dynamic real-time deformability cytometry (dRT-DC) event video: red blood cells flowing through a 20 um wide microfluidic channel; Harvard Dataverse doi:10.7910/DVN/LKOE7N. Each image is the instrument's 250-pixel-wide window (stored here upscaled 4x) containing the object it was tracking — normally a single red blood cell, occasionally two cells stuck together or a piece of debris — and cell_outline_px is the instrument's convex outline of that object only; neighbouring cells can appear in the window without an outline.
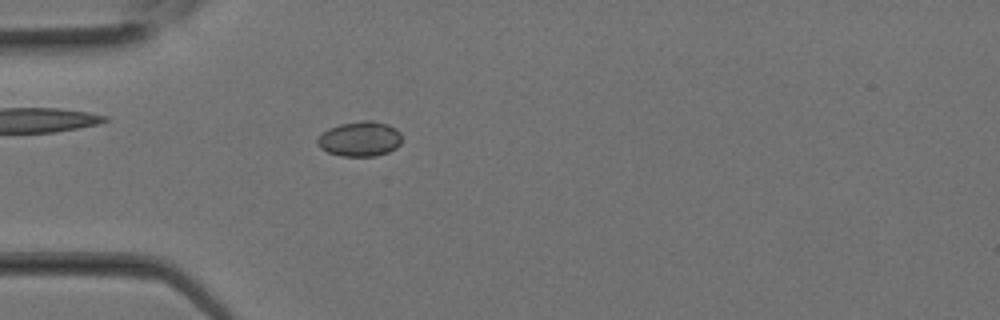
{"species": "Egyptian fruit bat (a non-hibernating species)", "species_latin": "Rousettus aegyptiacus", "temperature_condition": "room temperature", "stored_images_in_passage": 25, "camera_frame_rate_fps": 3000, "um_per_image_px": 0.085, "animal": {"sex": "female"}, "frame": {"image": 1, "passage_image": 4, "time_ms": 1.0, "image_size_px": [1000, 320], "cell_outline_px": [[400, 144], [396, 148], [388, 152], [376, 156], [340, 156], [328, 152], [320, 148], [316, 144], [316, 136], [320, 132], [328, 128], [340, 124], [360, 120], [372, 120], [388, 124], [396, 128], [400, 132]], "centroid_in_image_um": [30.54, 11.8], "position_along_channel_um": 54.5, "area_um2": 17.57}}
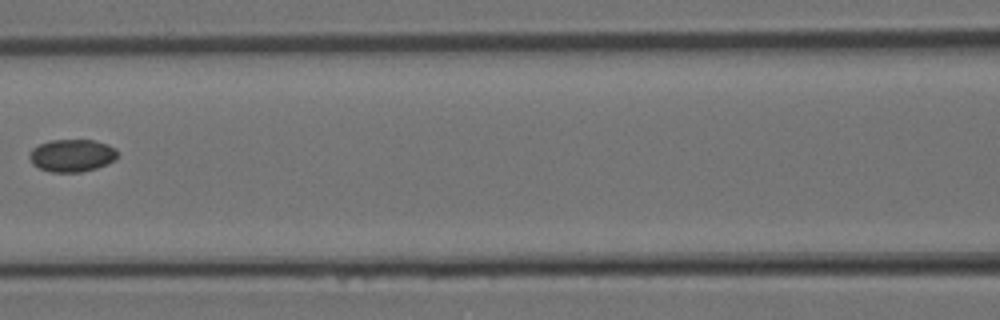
{"frame": {"image": 2, "passage_image": 9, "time_ms": 2.667, "image_size_px": [1000, 320], "cell_outline_px": [[120, 152], [116, 160], [108, 164], [96, 168], [80, 172], [52, 172], [40, 168], [32, 164], [28, 156], [32, 148], [40, 144], [52, 140], [92, 140], [108, 144], [116, 148]], "centroid_in_image_um": [6.16, 13.21], "position_along_channel_um": 160.4, "area_um2": 16.88}}
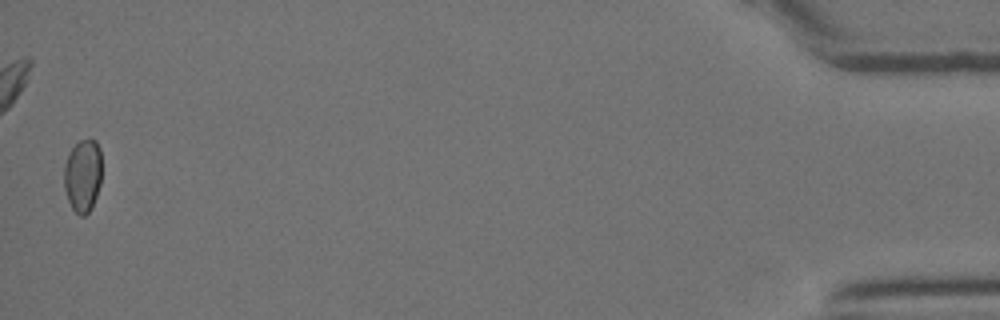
{"frame": {"image": 3, "passage_image": 25, "time_ms": 8.0, "image_size_px": [1000, 320], "cell_outline_px": [[100, 184], [92, 208], [84, 216], [80, 216], [72, 208], [68, 200], [64, 188], [64, 164], [68, 152], [80, 140], [92, 136], [96, 140], [100, 148]], "centroid_in_image_um": [7.03, 14.88], "position_along_channel_um": 428.2, "area_um2": 16.24}}